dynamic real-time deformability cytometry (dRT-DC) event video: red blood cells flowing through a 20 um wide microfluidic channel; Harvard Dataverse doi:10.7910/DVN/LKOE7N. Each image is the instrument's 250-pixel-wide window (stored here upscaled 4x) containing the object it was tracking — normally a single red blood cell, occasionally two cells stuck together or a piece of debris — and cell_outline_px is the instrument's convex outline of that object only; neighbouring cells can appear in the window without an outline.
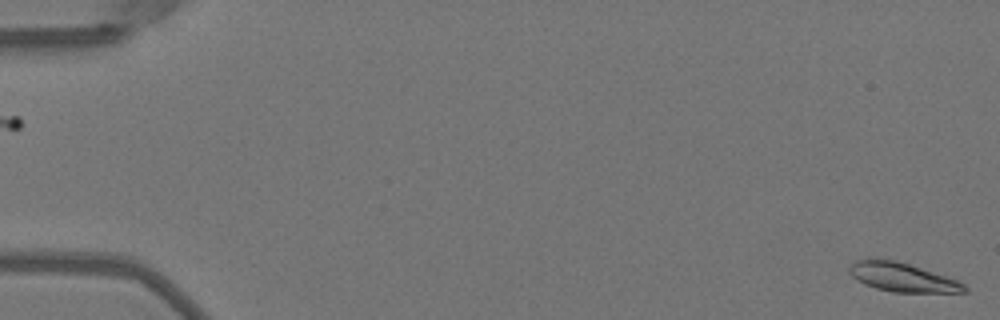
{"species": "Egyptian fruit bat (a non-hibernating species)", "species_latin": "Rousettus aegyptiacus", "temperature_condition": "warm", "stored_images_in_passage": 51, "camera_frame_rate_fps": 3000, "um_per_image_px": 0.085, "animal": {"sex": "female"}, "frame": {"image": 1, "passage_image": 1, "time_ms": 0.0, "image_size_px": [1000, 320], "cell_outline_px": [[968, 292], [892, 292], [876, 288], [864, 284], [856, 280], [848, 272], [848, 268], [856, 260], [868, 256], [872, 256], [896, 260], [956, 280], [964, 284], [968, 288]], "centroid_in_image_um": [76.6, 23.54], "position_along_channel_um": 8.4, "area_um2": 19.54}}
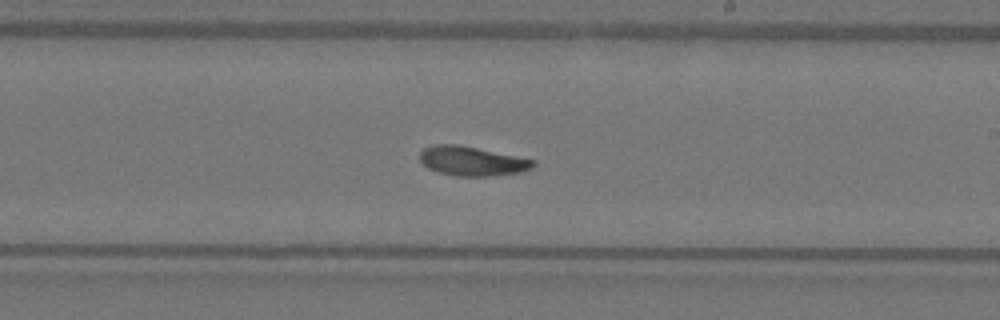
{"frame": {"image": 2, "passage_image": 31, "time_ms": 10.0, "image_size_px": [1000, 320], "cell_outline_px": [[536, 164], [532, 168], [520, 172], [488, 176], [460, 176], [440, 172], [428, 168], [420, 160], [420, 152], [424, 148], [436, 144], [456, 144], [536, 160]], "centroid_in_image_um": [40.13, 13.69], "position_along_channel_um": 248.9, "area_um2": 19.07}}
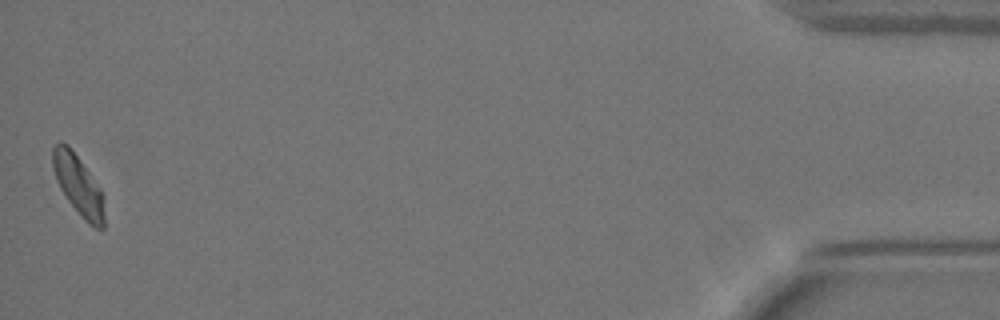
{"frame": {"image": 3, "passage_image": 51, "time_ms": 16.667, "image_size_px": [1000, 320], "cell_outline_px": [[104, 228], [96, 228], [88, 224], [84, 220], [68, 200], [60, 188], [56, 180], [52, 168], [52, 148], [60, 140], [68, 144], [100, 188], [104, 196]], "centroid_in_image_um": [6.64, 15.73], "position_along_channel_um": 428.6, "area_um2": 18.03}, "authors_computed_cell_mechanics": {"area_um2": 19.2474, "velocity_mm_per_s": 4.0098, "shape_relaxation_time_tau1_ms": 4.8239, "shape_relaxation_time_tau2_ms": 8.5642, "deformation_change_tau1": 0.1671, "deformation_change_tau2": 0.1475}}